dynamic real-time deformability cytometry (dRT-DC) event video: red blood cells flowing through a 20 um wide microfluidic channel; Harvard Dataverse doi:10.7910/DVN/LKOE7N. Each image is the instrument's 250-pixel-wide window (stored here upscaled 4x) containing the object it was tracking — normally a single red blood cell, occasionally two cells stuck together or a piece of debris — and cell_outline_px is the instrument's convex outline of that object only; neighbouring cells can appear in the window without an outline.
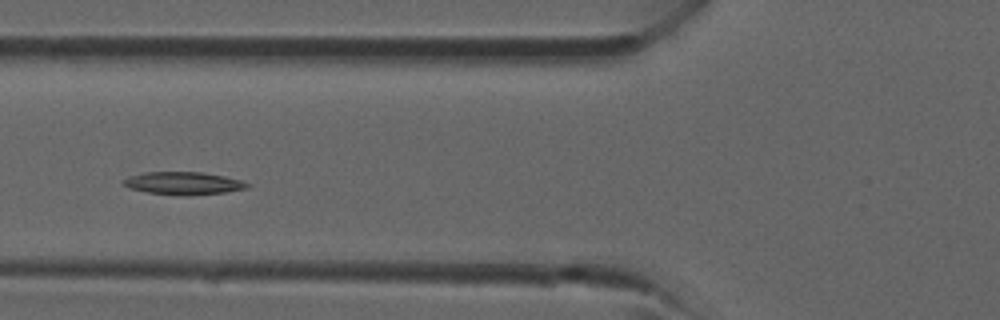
{"species": "common noctule bat (a hibernating species)", "species_latin": "Nyctalus noctula", "temperature_condition": "room temperature", "stored_images_in_passage": 27, "camera_frame_rate_fps": 3000, "um_per_image_px": 0.085, "animal": {"sex": "male", "forearm_length_mm": 52.5}, "frame": {"image": 1, "passage_image": 10, "time_ms": 3.0, "image_size_px": [1000, 320], "cell_outline_px": [[252, 184], [248, 188], [228, 192], [184, 196], [180, 196], [148, 192], [132, 188], [124, 184], [124, 180], [128, 176], [144, 172], [204, 172], [224, 176], [240, 180]], "centroid_in_image_um": [15.65, 15.58], "position_along_channel_um": 110.1, "area_um2": 16.42}}
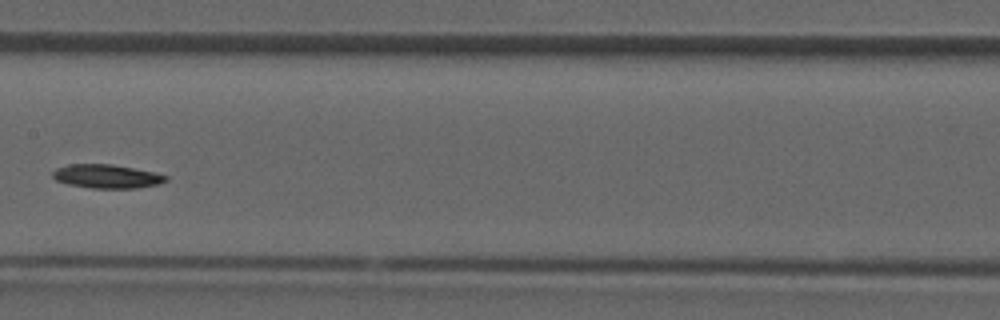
{"frame": {"image": 2, "passage_image": 15, "time_ms": 4.667, "image_size_px": [1000, 320], "cell_outline_px": [[168, 180], [160, 184], [136, 188], [92, 188], [68, 184], [56, 180], [52, 176], [52, 172], [56, 168], [68, 164], [112, 164], [156, 172], [168, 176]], "centroid_in_image_um": [9.1, 14.98], "position_along_channel_um": 198.3, "area_um2": 15.78}}
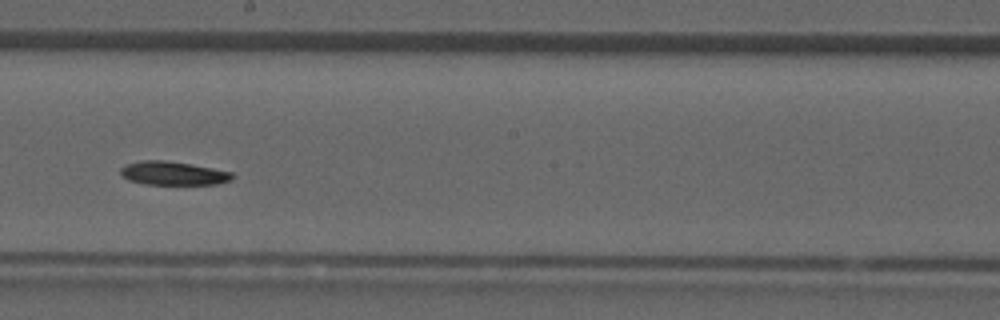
{"frame": {"image": 3, "passage_image": 17, "time_ms": 5.333, "image_size_px": [1000, 320], "cell_outline_px": [[236, 176], [232, 180], [216, 184], [144, 184], [128, 180], [120, 172], [120, 168], [128, 164], [144, 160], [164, 160], [192, 164], [232, 172]], "centroid_in_image_um": [14.76, 14.73], "position_along_channel_um": 233.4, "area_um2": 15.32}}